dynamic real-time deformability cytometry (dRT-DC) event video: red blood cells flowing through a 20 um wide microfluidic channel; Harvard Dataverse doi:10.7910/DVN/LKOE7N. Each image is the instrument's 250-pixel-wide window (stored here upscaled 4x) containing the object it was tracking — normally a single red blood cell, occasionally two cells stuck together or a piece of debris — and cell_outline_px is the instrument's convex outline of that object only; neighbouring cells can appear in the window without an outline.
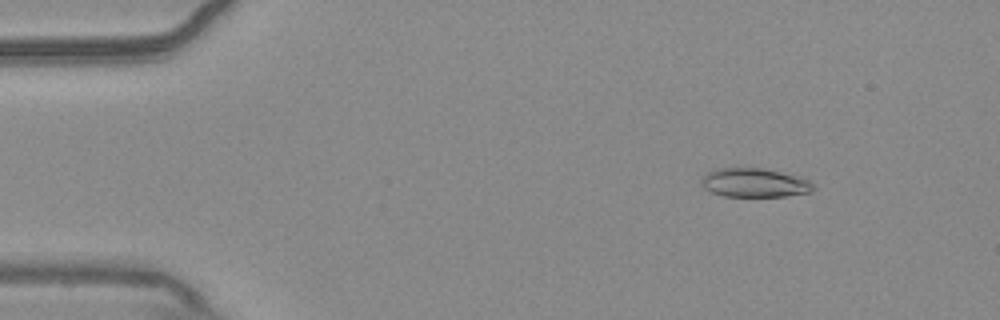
{"species": "common noctule bat (a hibernating species)", "species_latin": "Nyctalus noctula", "temperature_condition": "warm", "stored_images_in_passage": 49, "camera_frame_rate_fps": 3000, "um_per_image_px": 0.085, "animal": {"sex": "male", "body_mass_g": 20.4}, "frame": {"image": 1, "passage_image": 1, "time_ms": 0.0, "image_size_px": [1000, 320], "cell_outline_px": [[816, 188], [812, 192], [784, 196], [724, 196], [712, 192], [704, 188], [700, 184], [700, 180], [708, 172], [716, 168], [736, 164], [764, 168], [780, 172], [808, 180]], "centroid_in_image_um": [64.06, 15.49], "position_along_channel_um": 20.9, "area_um2": 19.42}}
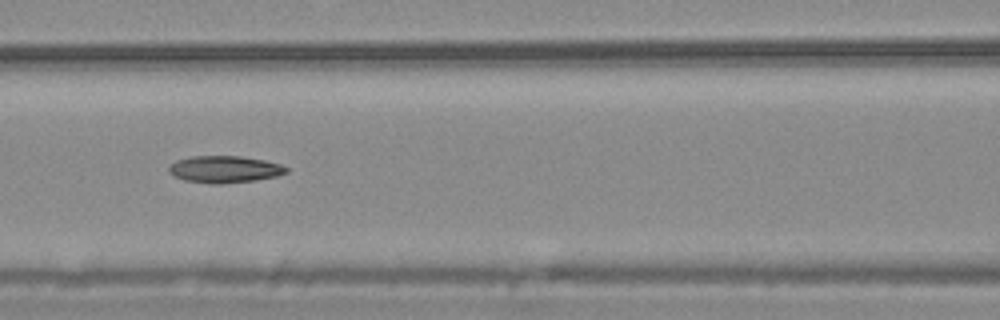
{"frame": {"image": 2, "passage_image": 18, "time_ms": 5.667, "image_size_px": [1000, 320], "cell_outline_px": [[288, 172], [276, 176], [256, 180], [220, 184], [212, 184], [184, 180], [172, 176], [168, 172], [168, 168], [176, 160], [192, 156], [240, 156], [264, 160], [280, 164], [288, 168]], "centroid_in_image_um": [19.06, 14.39], "position_along_channel_um": 147.5, "area_um2": 18.5}}
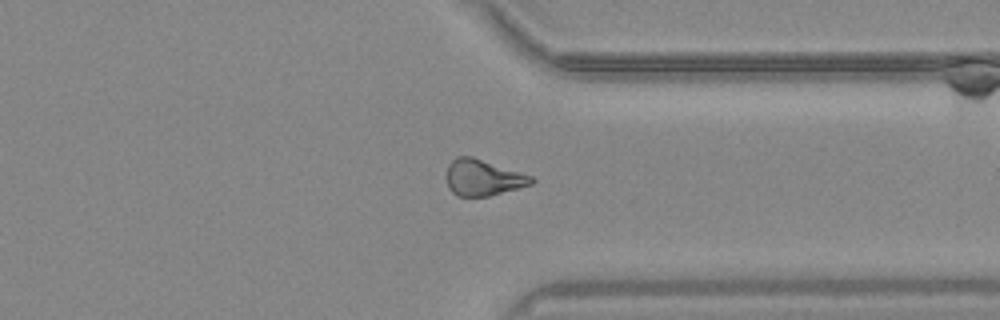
{"frame": {"image": 3, "passage_image": 36, "time_ms": 11.667, "image_size_px": [1000, 320], "cell_outline_px": [[536, 180], [532, 184], [488, 196], [456, 196], [448, 188], [444, 176], [448, 164], [456, 156], [472, 156], [532, 176]], "centroid_in_image_um": [40.99, 15.09], "position_along_channel_um": 370.4, "area_um2": 18.03}}